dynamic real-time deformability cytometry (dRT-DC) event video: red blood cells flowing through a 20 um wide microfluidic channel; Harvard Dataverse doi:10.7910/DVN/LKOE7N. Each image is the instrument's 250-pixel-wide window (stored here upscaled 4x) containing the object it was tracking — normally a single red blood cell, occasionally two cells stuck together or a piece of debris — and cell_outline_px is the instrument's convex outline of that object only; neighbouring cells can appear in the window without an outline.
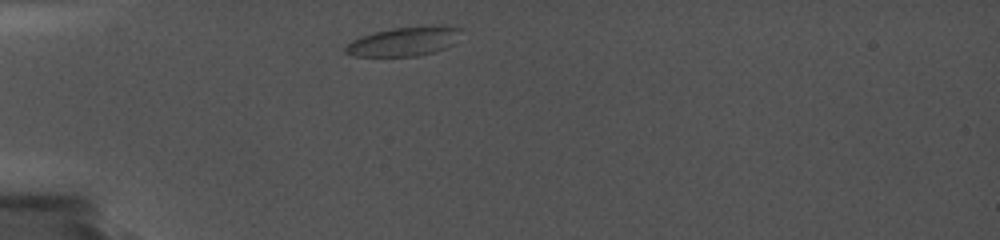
{"species": "common noctule bat (a hibernating species)", "species_latin": "Nyctalus noctula", "temperature_condition": "cold", "stored_images_in_passage": 28, "camera_frame_rate_fps": 5000, "um_per_image_px": 0.085, "animal": {"sex": "female", "body_mass_g": 19.0, "forearm_length_mm": 56.7}, "frame": {"image": 1, "passage_image": 1, "time_ms": 0.0, "image_size_px": [1000, 240], "cell_outline_px": [[460, 28], [452, 44], [444, 48], [432, 52], [416, 56], [352, 56], [344, 52], [344, 48], [352, 40], [360, 36], [392, 28], [428, 24], [444, 24]], "centroid_in_image_um": [34.31, 3.5], "position_along_channel_um": 50.7, "area_um2": 19.65}}
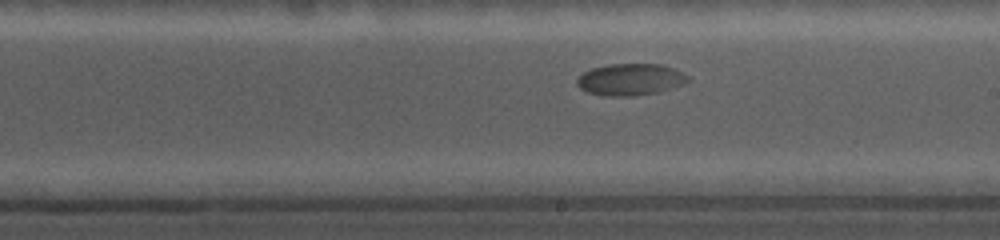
{"frame": {"image": 2, "passage_image": 15, "time_ms": 6.0, "image_size_px": [1000, 240], "cell_outline_px": [[688, 80], [680, 84], [656, 92], [636, 96], [604, 96], [588, 92], [580, 88], [576, 84], [576, 80], [584, 72], [592, 68], [608, 64], [660, 64], [676, 68], [688, 76]], "centroid_in_image_um": [53.54, 6.75], "position_along_channel_um": 235.5, "area_um2": 20.35}}
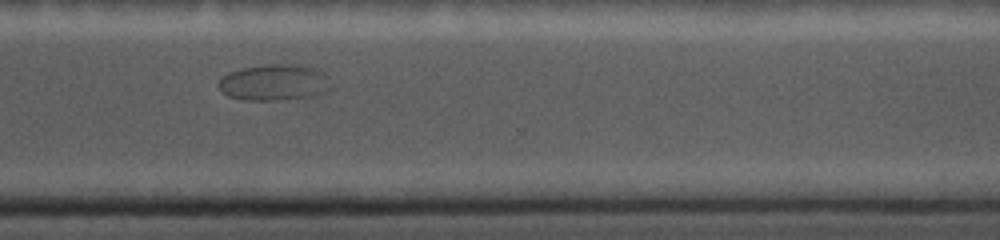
{"frame": {"image": 3, "passage_image": 25, "time_ms": 9.2, "image_size_px": [1000, 240], "cell_outline_px": [[332, 88], [308, 96], [276, 100], [244, 100], [228, 96], [220, 92], [220, 80], [224, 76], [232, 72], [244, 68], [268, 64], [288, 64], [316, 68], [320, 72]], "centroid_in_image_um": [23.25, 7.01], "position_along_channel_um": 347.4, "area_um2": 22.89}}